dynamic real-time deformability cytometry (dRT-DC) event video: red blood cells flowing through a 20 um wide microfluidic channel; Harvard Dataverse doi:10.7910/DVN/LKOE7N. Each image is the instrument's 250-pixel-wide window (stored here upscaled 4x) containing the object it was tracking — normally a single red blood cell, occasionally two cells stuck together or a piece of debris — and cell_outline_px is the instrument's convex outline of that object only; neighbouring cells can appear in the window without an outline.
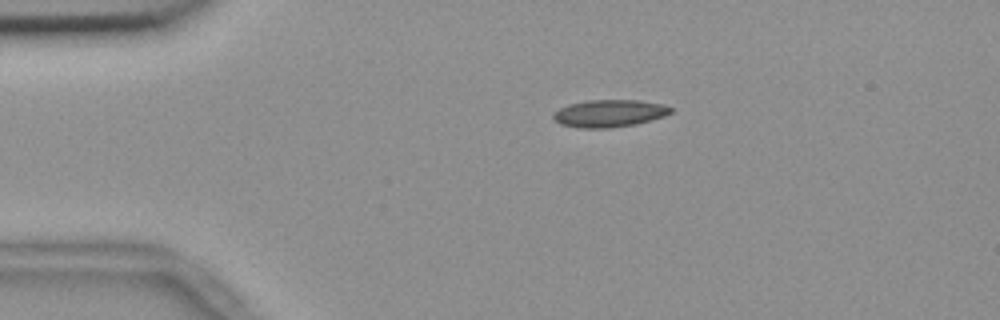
{"species": "common noctule bat (a hibernating species)", "species_latin": "Nyctalus noctula", "temperature_condition": "room temperature", "stored_images_in_passage": 45, "camera_frame_rate_fps": 3000, "um_per_image_px": 0.085, "animal": {"sex": "female", "body_mass_g": 18.4}, "frame": {"image": 1, "passage_image": 1, "time_ms": 0.0, "image_size_px": [1000, 320], "cell_outline_px": [[672, 112], [664, 116], [652, 120], [636, 124], [608, 128], [580, 128], [560, 124], [552, 116], [552, 112], [568, 104], [588, 100], [640, 100], [660, 104], [672, 108]], "centroid_in_image_um": [51.77, 9.63], "position_along_channel_um": 33.2, "area_um2": 18.73}}
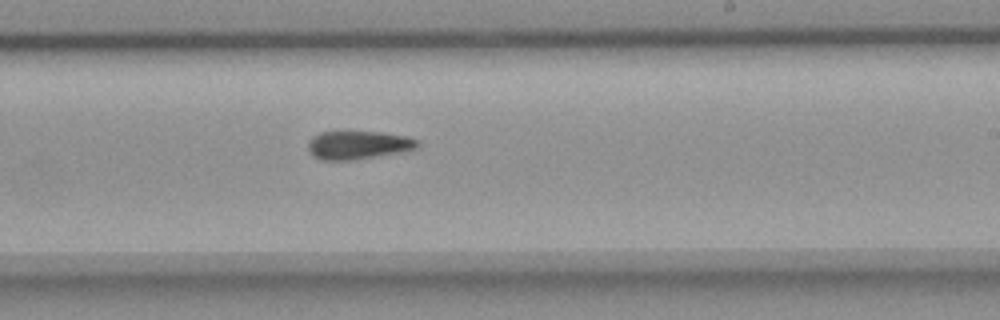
{"frame": {"image": 2, "passage_image": 23, "time_ms": 7.333, "image_size_px": [1000, 320], "cell_outline_px": [[420, 148], [404, 152], [352, 160], [320, 160], [312, 156], [308, 152], [308, 140], [312, 136], [320, 132], [380, 132], [408, 136], [420, 140]], "centroid_in_image_um": [30.48, 12.33], "position_along_channel_um": 258.5, "area_um2": 18.5}}
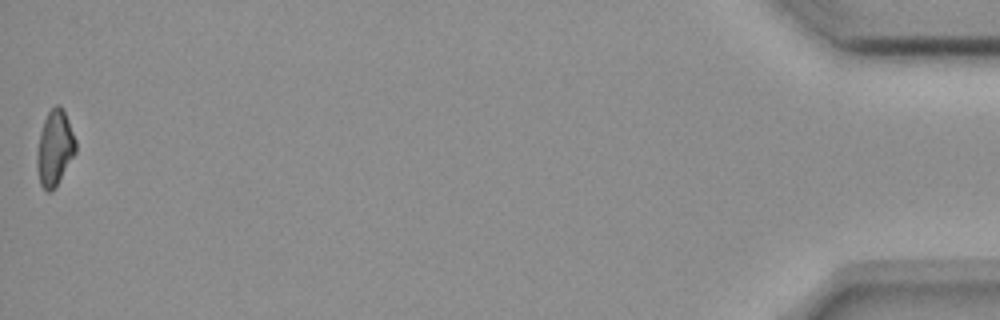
{"frame": {"image": 3, "passage_image": 45, "time_ms": 14.667, "image_size_px": [1000, 320], "cell_outline_px": [[76, 152], [52, 192], [48, 192], [40, 184], [36, 164], [36, 152], [40, 132], [44, 120], [48, 112], [56, 104], [60, 104], [68, 120], [76, 140]], "centroid_in_image_um": [4.64, 12.58], "position_along_channel_um": 430.6, "area_um2": 16.94}}